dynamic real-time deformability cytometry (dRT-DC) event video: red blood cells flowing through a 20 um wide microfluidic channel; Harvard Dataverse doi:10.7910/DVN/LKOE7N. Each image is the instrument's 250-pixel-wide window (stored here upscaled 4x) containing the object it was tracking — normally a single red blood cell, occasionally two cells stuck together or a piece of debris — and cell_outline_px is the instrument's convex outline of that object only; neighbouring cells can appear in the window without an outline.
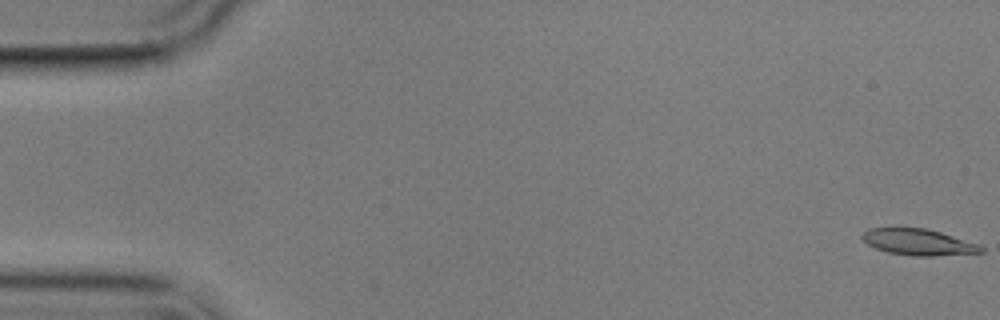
{"species": "common noctule bat (a hibernating species)", "species_latin": "Nyctalus noctula", "temperature_condition": "cold", "stored_images_in_passage": 9, "camera_frame_rate_fps": 3000, "um_per_image_px": 0.085, "animal": {"sex": "male", "body_mass_g": 17.9}, "frame": {"image": 1, "passage_image": 1, "time_ms": 0.0, "image_size_px": [1000, 320], "cell_outline_px": [[984, 252], [932, 256], [916, 256], [888, 252], [876, 248], [868, 244], [860, 236], [868, 228], [928, 228], [980, 244], [984, 248]], "centroid_in_image_um": [78.09, 20.57], "position_along_channel_um": 6.9, "area_um2": 18.15}}
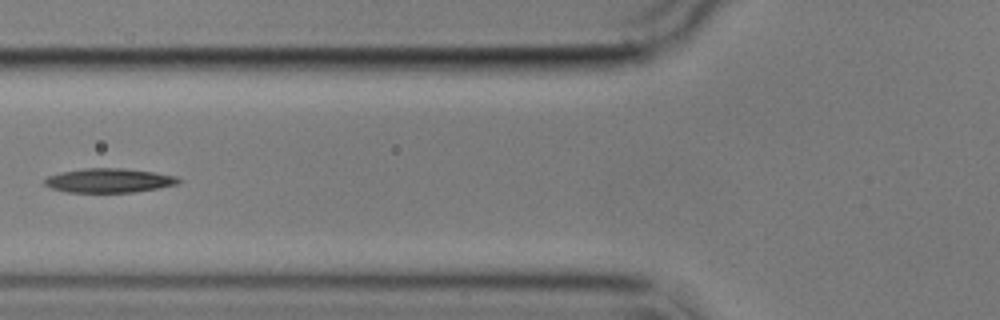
{"frame": {"image": 2, "passage_image": 7, "time_ms": 7.0, "image_size_px": [1000, 320], "cell_outline_px": [[180, 180], [176, 184], [160, 188], [136, 192], [68, 192], [52, 188], [44, 184], [44, 180], [48, 176], [60, 172], [84, 168], [124, 168], [152, 172], [176, 176]], "centroid_in_image_um": [9.25, 15.34], "position_along_channel_um": 116.5, "area_um2": 18.79}}
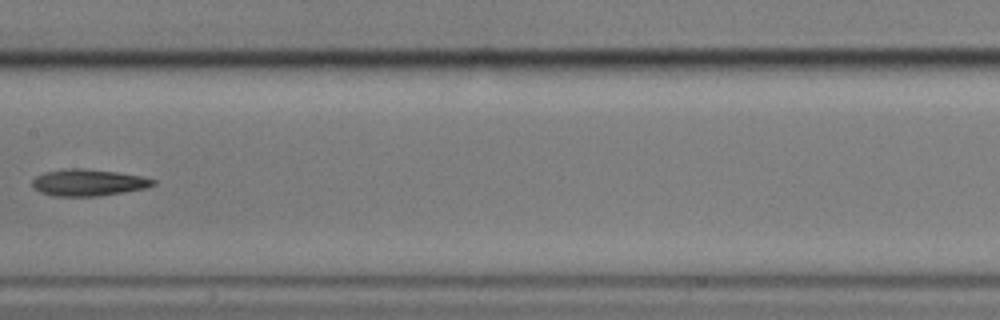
{"frame": {"image": 3, "passage_image": 9, "time_ms": 9.333, "image_size_px": [1000, 320], "cell_outline_px": [[156, 184], [144, 188], [124, 192], [96, 196], [52, 196], [40, 192], [32, 184], [32, 180], [36, 176], [44, 172], [64, 168], [84, 168], [116, 172], [140, 176], [156, 180]], "centroid_in_image_um": [7.48, 15.51], "position_along_channel_um": 199.9, "area_um2": 18.73}}